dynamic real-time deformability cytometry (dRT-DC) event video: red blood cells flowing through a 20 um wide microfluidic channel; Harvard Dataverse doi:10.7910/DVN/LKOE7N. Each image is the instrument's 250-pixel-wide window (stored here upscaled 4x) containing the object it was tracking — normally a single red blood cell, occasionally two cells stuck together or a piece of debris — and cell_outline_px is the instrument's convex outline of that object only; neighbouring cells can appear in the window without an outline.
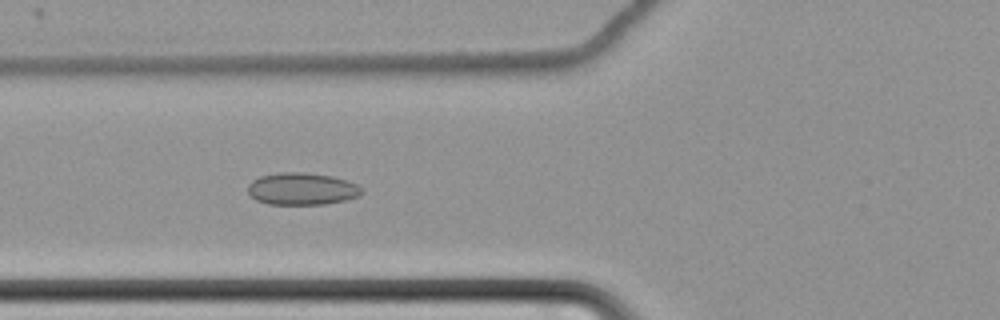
{"species": "common noctule bat (a hibernating species)", "species_latin": "Nyctalus noctula", "temperature_condition": "cold", "stored_images_in_passage": 45, "camera_frame_rate_fps": 3000, "um_per_image_px": 0.085, "animal": {"sex": "female", "body_mass_g": 22.7, "forearm_length_mm": 54.2}, "frame": {"image": 1, "passage_image": 17, "time_ms": 5.333, "image_size_px": [1000, 320], "cell_outline_px": [[364, 192], [360, 196], [328, 204], [268, 204], [256, 200], [248, 192], [248, 184], [252, 180], [260, 176], [276, 172], [304, 172], [332, 176], [348, 180], [356, 184]], "centroid_in_image_um": [25.66, 16.04], "position_along_channel_um": 100.1, "area_um2": 21.5}}
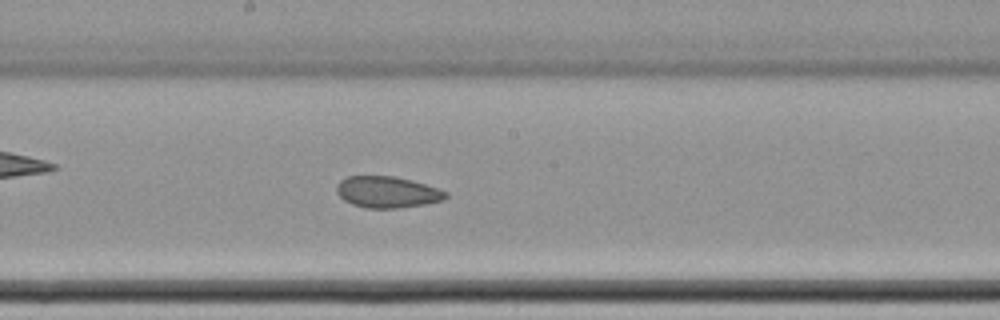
{"frame": {"image": 2, "passage_image": 27, "time_ms": 8.667, "image_size_px": [1000, 320], "cell_outline_px": [[448, 196], [444, 200], [424, 204], [400, 208], [364, 208], [352, 204], [344, 200], [336, 192], [336, 184], [340, 180], [348, 176], [396, 176], [412, 180], [448, 192]], "centroid_in_image_um": [32.9, 16.32], "position_along_channel_um": 215.3, "area_um2": 20.06}}
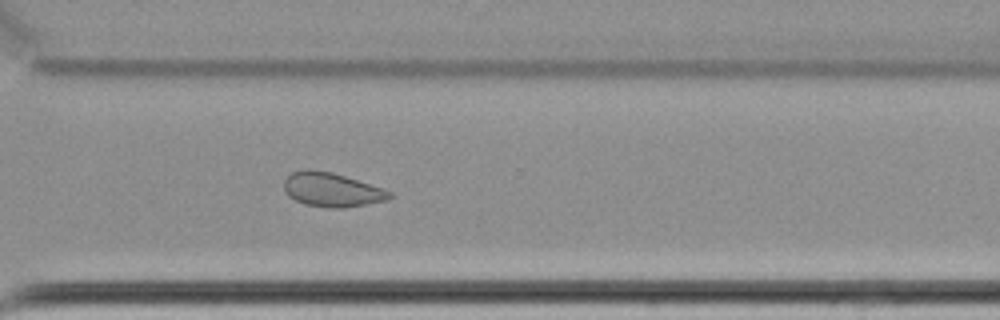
{"frame": {"image": 3, "passage_image": 38, "time_ms": 12.333, "image_size_px": [1000, 320], "cell_outline_px": [[396, 196], [388, 200], [368, 204], [344, 208], [328, 208], [304, 204], [288, 196], [284, 192], [284, 180], [292, 172], [304, 168], [308, 168], [332, 172], [384, 188], [392, 192]], "centroid_in_image_um": [28.23, 16.13], "position_along_channel_um": 342.4, "area_um2": 21.39}, "authors_computed_cell_mechanics": {"area_um2": 21.386, "velocity_mm_per_s": 3.4574, "shape_relaxation_time_tau1_ms": null, "shape_relaxation_time_tau2_ms": 5.4582, "deformation_change_tau1": null, "deformation_change_tau2": 0.0894}}